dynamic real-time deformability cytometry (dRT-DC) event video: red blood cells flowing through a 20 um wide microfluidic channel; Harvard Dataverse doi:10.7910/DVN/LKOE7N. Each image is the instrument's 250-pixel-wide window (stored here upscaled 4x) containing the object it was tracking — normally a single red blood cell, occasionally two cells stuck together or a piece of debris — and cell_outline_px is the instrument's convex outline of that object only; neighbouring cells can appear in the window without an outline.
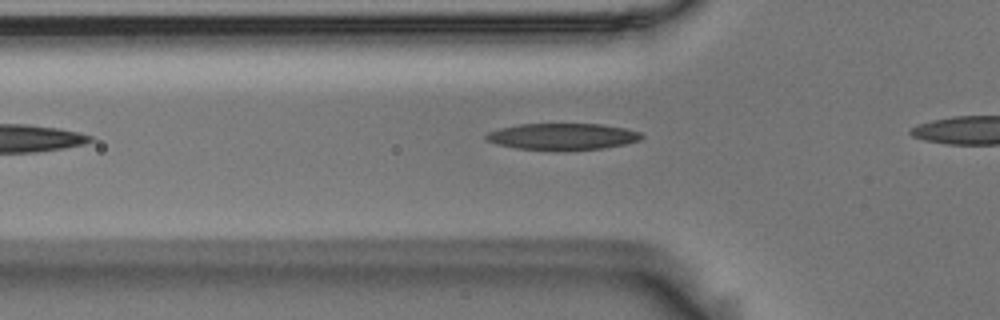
{"species": "Egyptian fruit bat (a non-hibernating species)", "species_latin": "Rousettus aegyptiacus", "temperature_condition": "room temperature", "stored_images_in_passage": 10, "camera_frame_rate_fps": 3000, "um_per_image_px": 0.085, "animal": {"sex": "male"}, "frame": {"image": 1, "passage_image": 4, "time_ms": 1.0, "image_size_px": [1000, 320], "cell_outline_px": [[644, 136], [640, 140], [624, 144], [604, 148], [564, 152], [516, 148], [496, 144], [484, 140], [484, 136], [488, 132], [500, 128], [520, 124], [600, 124], [624, 128], [640, 132]], "centroid_in_image_um": [47.78, 11.63], "position_along_channel_um": 78.0, "area_um2": 24.51}}